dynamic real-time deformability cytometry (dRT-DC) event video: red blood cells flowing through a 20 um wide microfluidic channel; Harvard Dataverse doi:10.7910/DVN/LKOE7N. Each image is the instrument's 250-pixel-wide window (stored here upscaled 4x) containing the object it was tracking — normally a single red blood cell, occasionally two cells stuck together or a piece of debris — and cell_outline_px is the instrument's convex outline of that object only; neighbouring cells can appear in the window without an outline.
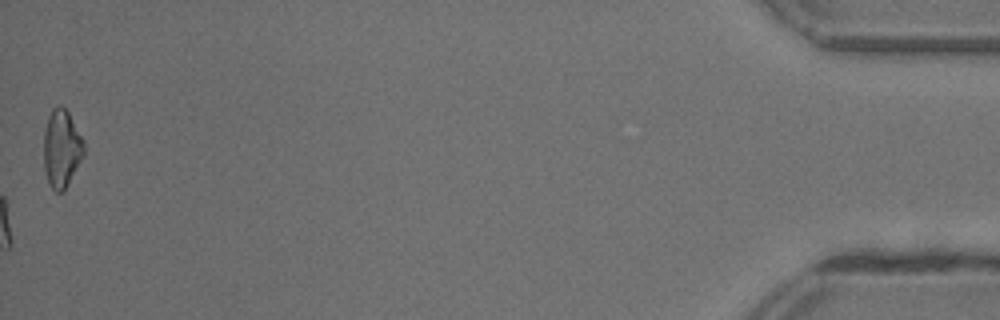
{"species": "common noctule bat (a hibernating species)", "species_latin": "Nyctalus noctula", "temperature_condition": "warm", "stored_images_in_passage": 48, "camera_frame_rate_fps": 3000, "um_per_image_px": 0.085, "animal": {"sex": "female"}, "frame": {"image": 1, "passage_image": 48, "time_ms": 15.667, "image_size_px": [1000, 320], "cell_outline_px": [[84, 156], [64, 192], [56, 192], [52, 188], [48, 180], [44, 168], [44, 132], [48, 116], [52, 108], [56, 104], [60, 104], [68, 112], [84, 140]], "centroid_in_image_um": [5.25, 12.62], "position_along_channel_um": 430.0, "area_um2": 18.38}, "authors_computed_cell_mechanics": {"area_um2": 21.5883, "velocity_mm_per_s": 4.3666, "shape_relaxation_time_tau1_ms": 2.6945, "shape_relaxation_time_tau2_ms": 1.3245, "deformation_change_tau1": 0.1548, "deformation_change_tau2": 0.0788}}